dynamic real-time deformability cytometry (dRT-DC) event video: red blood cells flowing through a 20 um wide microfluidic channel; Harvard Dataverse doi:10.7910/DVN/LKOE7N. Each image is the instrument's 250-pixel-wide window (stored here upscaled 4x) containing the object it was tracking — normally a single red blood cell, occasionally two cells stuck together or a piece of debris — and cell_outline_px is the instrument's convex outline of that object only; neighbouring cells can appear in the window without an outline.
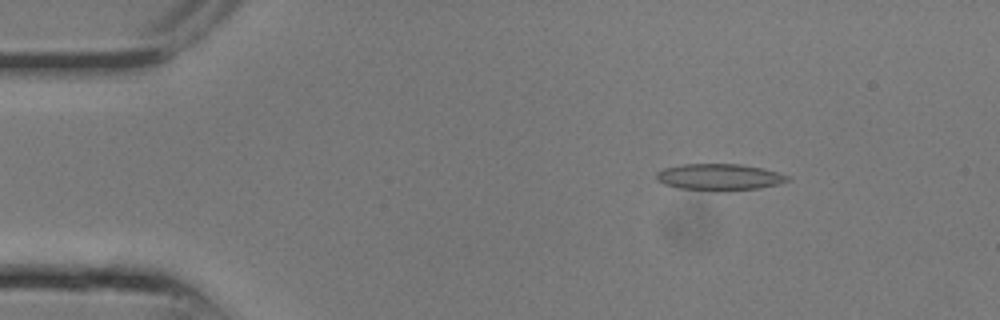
{"species": "common noctule bat (a hibernating species)", "species_latin": "Nyctalus noctula", "temperature_condition": "room temperature", "stored_images_in_passage": 7, "camera_frame_rate_fps": 3000, "um_per_image_px": 0.085, "animal": {"sex": "male", "body_mass_g": 13.3}, "frame": {"image": 1, "passage_image": 2, "time_ms": 0.333, "image_size_px": [1000, 320], "cell_outline_px": [[792, 180], [780, 184], [760, 188], [716, 192], [680, 188], [664, 184], [656, 180], [656, 172], [664, 168], [680, 164], [740, 164], [760, 168], [776, 172], [788, 176]], "centroid_in_image_um": [61.13, 15.06], "position_along_channel_um": 23.9, "area_um2": 20.52}}
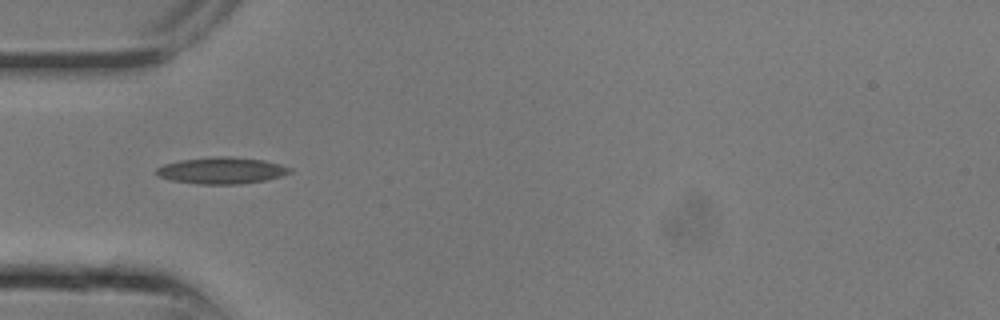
{"frame": {"image": 2, "passage_image": 6, "time_ms": 1.667, "image_size_px": [1000, 320], "cell_outline_px": [[292, 172], [280, 176], [264, 180], [240, 184], [196, 184], [172, 180], [156, 176], [156, 168], [164, 164], [180, 160], [212, 156], [232, 156], [264, 160], [280, 164], [292, 168]], "centroid_in_image_um": [18.82, 14.48], "position_along_channel_um": 66.2, "area_um2": 20.81}}